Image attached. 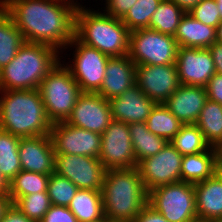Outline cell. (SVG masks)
<instances>
[{"label":"cell","mask_w":222,"mask_h":222,"mask_svg":"<svg viewBox=\"0 0 222 222\" xmlns=\"http://www.w3.org/2000/svg\"><path fill=\"white\" fill-rule=\"evenodd\" d=\"M4 8L25 42L46 44L62 52L74 38L76 7L67 2L10 0Z\"/></svg>","instance_id":"6da1fadb"},{"label":"cell","mask_w":222,"mask_h":222,"mask_svg":"<svg viewBox=\"0 0 222 222\" xmlns=\"http://www.w3.org/2000/svg\"><path fill=\"white\" fill-rule=\"evenodd\" d=\"M101 193L104 218L109 222H133L148 204V193L136 167L107 169Z\"/></svg>","instance_id":"7a4b0ae2"},{"label":"cell","mask_w":222,"mask_h":222,"mask_svg":"<svg viewBox=\"0 0 222 222\" xmlns=\"http://www.w3.org/2000/svg\"><path fill=\"white\" fill-rule=\"evenodd\" d=\"M0 129L20 138L47 135L52 127L38 89L0 91Z\"/></svg>","instance_id":"3957f363"},{"label":"cell","mask_w":222,"mask_h":222,"mask_svg":"<svg viewBox=\"0 0 222 222\" xmlns=\"http://www.w3.org/2000/svg\"><path fill=\"white\" fill-rule=\"evenodd\" d=\"M60 60L56 48L25 42L14 59L0 70V91L38 89Z\"/></svg>","instance_id":"277c9868"},{"label":"cell","mask_w":222,"mask_h":222,"mask_svg":"<svg viewBox=\"0 0 222 222\" xmlns=\"http://www.w3.org/2000/svg\"><path fill=\"white\" fill-rule=\"evenodd\" d=\"M130 31L121 19L105 12L76 8L74 37L110 57L128 55Z\"/></svg>","instance_id":"5b68a950"},{"label":"cell","mask_w":222,"mask_h":222,"mask_svg":"<svg viewBox=\"0 0 222 222\" xmlns=\"http://www.w3.org/2000/svg\"><path fill=\"white\" fill-rule=\"evenodd\" d=\"M38 90L51 123L66 121L82 93L70 71L61 62L42 80Z\"/></svg>","instance_id":"8992f818"},{"label":"cell","mask_w":222,"mask_h":222,"mask_svg":"<svg viewBox=\"0 0 222 222\" xmlns=\"http://www.w3.org/2000/svg\"><path fill=\"white\" fill-rule=\"evenodd\" d=\"M177 51L174 36L149 28L130 32L128 56L136 65L176 64Z\"/></svg>","instance_id":"52a82bcc"},{"label":"cell","mask_w":222,"mask_h":222,"mask_svg":"<svg viewBox=\"0 0 222 222\" xmlns=\"http://www.w3.org/2000/svg\"><path fill=\"white\" fill-rule=\"evenodd\" d=\"M148 204L169 222H191L197 219L194 184L179 181L153 189Z\"/></svg>","instance_id":"ba28073f"},{"label":"cell","mask_w":222,"mask_h":222,"mask_svg":"<svg viewBox=\"0 0 222 222\" xmlns=\"http://www.w3.org/2000/svg\"><path fill=\"white\" fill-rule=\"evenodd\" d=\"M75 46L72 64L65 67L70 71L81 92L97 93L105 77L110 56L79 42L75 37L67 45Z\"/></svg>","instance_id":"9c48e42d"},{"label":"cell","mask_w":222,"mask_h":222,"mask_svg":"<svg viewBox=\"0 0 222 222\" xmlns=\"http://www.w3.org/2000/svg\"><path fill=\"white\" fill-rule=\"evenodd\" d=\"M182 158L183 156L168 141L160 152L141 160L136 168L146 192L181 181Z\"/></svg>","instance_id":"30bf717a"},{"label":"cell","mask_w":222,"mask_h":222,"mask_svg":"<svg viewBox=\"0 0 222 222\" xmlns=\"http://www.w3.org/2000/svg\"><path fill=\"white\" fill-rule=\"evenodd\" d=\"M98 159L106 170L137 167L128 124L117 120L111 121L101 135Z\"/></svg>","instance_id":"8fae6325"},{"label":"cell","mask_w":222,"mask_h":222,"mask_svg":"<svg viewBox=\"0 0 222 222\" xmlns=\"http://www.w3.org/2000/svg\"><path fill=\"white\" fill-rule=\"evenodd\" d=\"M105 171L98 158L55 154L54 172L69 179L78 189L101 191Z\"/></svg>","instance_id":"7c38bea8"},{"label":"cell","mask_w":222,"mask_h":222,"mask_svg":"<svg viewBox=\"0 0 222 222\" xmlns=\"http://www.w3.org/2000/svg\"><path fill=\"white\" fill-rule=\"evenodd\" d=\"M49 135L55 154L100 156V134L61 121L52 123Z\"/></svg>","instance_id":"4fadbf2b"},{"label":"cell","mask_w":222,"mask_h":222,"mask_svg":"<svg viewBox=\"0 0 222 222\" xmlns=\"http://www.w3.org/2000/svg\"><path fill=\"white\" fill-rule=\"evenodd\" d=\"M136 85L148 98L163 104L181 85L177 66L136 65Z\"/></svg>","instance_id":"5bb4252c"},{"label":"cell","mask_w":222,"mask_h":222,"mask_svg":"<svg viewBox=\"0 0 222 222\" xmlns=\"http://www.w3.org/2000/svg\"><path fill=\"white\" fill-rule=\"evenodd\" d=\"M112 120L109 100L98 93L82 92L65 122L102 135Z\"/></svg>","instance_id":"9a60e30c"},{"label":"cell","mask_w":222,"mask_h":222,"mask_svg":"<svg viewBox=\"0 0 222 222\" xmlns=\"http://www.w3.org/2000/svg\"><path fill=\"white\" fill-rule=\"evenodd\" d=\"M176 66L181 85L205 87L216 73L208 48L178 47Z\"/></svg>","instance_id":"2e32d148"},{"label":"cell","mask_w":222,"mask_h":222,"mask_svg":"<svg viewBox=\"0 0 222 222\" xmlns=\"http://www.w3.org/2000/svg\"><path fill=\"white\" fill-rule=\"evenodd\" d=\"M18 154L22 170L45 175L54 173L55 152L49 134L21 138Z\"/></svg>","instance_id":"e0dca14e"},{"label":"cell","mask_w":222,"mask_h":222,"mask_svg":"<svg viewBox=\"0 0 222 222\" xmlns=\"http://www.w3.org/2000/svg\"><path fill=\"white\" fill-rule=\"evenodd\" d=\"M112 119L129 123L145 122L157 104L135 84L118 97L109 100Z\"/></svg>","instance_id":"ac0fdd59"},{"label":"cell","mask_w":222,"mask_h":222,"mask_svg":"<svg viewBox=\"0 0 222 222\" xmlns=\"http://www.w3.org/2000/svg\"><path fill=\"white\" fill-rule=\"evenodd\" d=\"M207 100L208 96L205 87L180 85L164 102V105L183 125H187L197 122Z\"/></svg>","instance_id":"d6986e66"},{"label":"cell","mask_w":222,"mask_h":222,"mask_svg":"<svg viewBox=\"0 0 222 222\" xmlns=\"http://www.w3.org/2000/svg\"><path fill=\"white\" fill-rule=\"evenodd\" d=\"M100 90L97 92L106 100L118 97L136 84V64L128 55L110 57L107 61Z\"/></svg>","instance_id":"ffe728a7"},{"label":"cell","mask_w":222,"mask_h":222,"mask_svg":"<svg viewBox=\"0 0 222 222\" xmlns=\"http://www.w3.org/2000/svg\"><path fill=\"white\" fill-rule=\"evenodd\" d=\"M197 219L219 222L222 219V171L194 184Z\"/></svg>","instance_id":"44dd1931"},{"label":"cell","mask_w":222,"mask_h":222,"mask_svg":"<svg viewBox=\"0 0 222 222\" xmlns=\"http://www.w3.org/2000/svg\"><path fill=\"white\" fill-rule=\"evenodd\" d=\"M219 170L218 148L185 155L181 163V181L196 184L212 177Z\"/></svg>","instance_id":"7402d4cb"},{"label":"cell","mask_w":222,"mask_h":222,"mask_svg":"<svg viewBox=\"0 0 222 222\" xmlns=\"http://www.w3.org/2000/svg\"><path fill=\"white\" fill-rule=\"evenodd\" d=\"M174 38L178 47L209 48L216 42V28L203 24L187 12L182 17Z\"/></svg>","instance_id":"603a6c76"},{"label":"cell","mask_w":222,"mask_h":222,"mask_svg":"<svg viewBox=\"0 0 222 222\" xmlns=\"http://www.w3.org/2000/svg\"><path fill=\"white\" fill-rule=\"evenodd\" d=\"M68 208L78 222H100L105 219L101 191L78 189Z\"/></svg>","instance_id":"cb8c5ba5"},{"label":"cell","mask_w":222,"mask_h":222,"mask_svg":"<svg viewBox=\"0 0 222 222\" xmlns=\"http://www.w3.org/2000/svg\"><path fill=\"white\" fill-rule=\"evenodd\" d=\"M24 43L23 34L14 24L9 12L0 6V70L14 59Z\"/></svg>","instance_id":"d4e9b609"},{"label":"cell","mask_w":222,"mask_h":222,"mask_svg":"<svg viewBox=\"0 0 222 222\" xmlns=\"http://www.w3.org/2000/svg\"><path fill=\"white\" fill-rule=\"evenodd\" d=\"M128 128L137 164L160 152L168 142L165 138L151 133L145 122L129 123Z\"/></svg>","instance_id":"484cf974"},{"label":"cell","mask_w":222,"mask_h":222,"mask_svg":"<svg viewBox=\"0 0 222 222\" xmlns=\"http://www.w3.org/2000/svg\"><path fill=\"white\" fill-rule=\"evenodd\" d=\"M195 125L203 133L206 142L214 148L222 145V105L207 100Z\"/></svg>","instance_id":"4316f807"},{"label":"cell","mask_w":222,"mask_h":222,"mask_svg":"<svg viewBox=\"0 0 222 222\" xmlns=\"http://www.w3.org/2000/svg\"><path fill=\"white\" fill-rule=\"evenodd\" d=\"M20 140L0 129V172L8 183L22 170L18 154Z\"/></svg>","instance_id":"83f0119b"},{"label":"cell","mask_w":222,"mask_h":222,"mask_svg":"<svg viewBox=\"0 0 222 222\" xmlns=\"http://www.w3.org/2000/svg\"><path fill=\"white\" fill-rule=\"evenodd\" d=\"M185 13L175 2L162 0L153 13L148 28L174 36Z\"/></svg>","instance_id":"f1b7e54d"},{"label":"cell","mask_w":222,"mask_h":222,"mask_svg":"<svg viewBox=\"0 0 222 222\" xmlns=\"http://www.w3.org/2000/svg\"><path fill=\"white\" fill-rule=\"evenodd\" d=\"M147 129L154 135L170 141L183 123L163 104H156L145 121Z\"/></svg>","instance_id":"f546056e"},{"label":"cell","mask_w":222,"mask_h":222,"mask_svg":"<svg viewBox=\"0 0 222 222\" xmlns=\"http://www.w3.org/2000/svg\"><path fill=\"white\" fill-rule=\"evenodd\" d=\"M49 176L21 170L10 182L8 195L13 203L18 197L47 192Z\"/></svg>","instance_id":"4dcf8cb0"},{"label":"cell","mask_w":222,"mask_h":222,"mask_svg":"<svg viewBox=\"0 0 222 222\" xmlns=\"http://www.w3.org/2000/svg\"><path fill=\"white\" fill-rule=\"evenodd\" d=\"M169 142L182 156L198 154L211 147L195 124L183 125Z\"/></svg>","instance_id":"1f68e13d"},{"label":"cell","mask_w":222,"mask_h":222,"mask_svg":"<svg viewBox=\"0 0 222 222\" xmlns=\"http://www.w3.org/2000/svg\"><path fill=\"white\" fill-rule=\"evenodd\" d=\"M161 1L162 0H137L121 19L122 22L130 32L148 28L151 17Z\"/></svg>","instance_id":"d6a6232c"},{"label":"cell","mask_w":222,"mask_h":222,"mask_svg":"<svg viewBox=\"0 0 222 222\" xmlns=\"http://www.w3.org/2000/svg\"><path fill=\"white\" fill-rule=\"evenodd\" d=\"M13 204L30 220L40 222L52 206L47 192H40L18 197Z\"/></svg>","instance_id":"836d02e7"},{"label":"cell","mask_w":222,"mask_h":222,"mask_svg":"<svg viewBox=\"0 0 222 222\" xmlns=\"http://www.w3.org/2000/svg\"><path fill=\"white\" fill-rule=\"evenodd\" d=\"M77 191L78 187L69 179L55 172L49 176L47 193L52 205L68 207Z\"/></svg>","instance_id":"e575fe53"},{"label":"cell","mask_w":222,"mask_h":222,"mask_svg":"<svg viewBox=\"0 0 222 222\" xmlns=\"http://www.w3.org/2000/svg\"><path fill=\"white\" fill-rule=\"evenodd\" d=\"M188 13L196 20L214 28H217L222 21L215 0H201Z\"/></svg>","instance_id":"d590c367"},{"label":"cell","mask_w":222,"mask_h":222,"mask_svg":"<svg viewBox=\"0 0 222 222\" xmlns=\"http://www.w3.org/2000/svg\"><path fill=\"white\" fill-rule=\"evenodd\" d=\"M40 222H78L68 207L52 205Z\"/></svg>","instance_id":"8d00e7d4"},{"label":"cell","mask_w":222,"mask_h":222,"mask_svg":"<svg viewBox=\"0 0 222 222\" xmlns=\"http://www.w3.org/2000/svg\"><path fill=\"white\" fill-rule=\"evenodd\" d=\"M103 11L115 18L122 19L137 0H105Z\"/></svg>","instance_id":"74e56055"},{"label":"cell","mask_w":222,"mask_h":222,"mask_svg":"<svg viewBox=\"0 0 222 222\" xmlns=\"http://www.w3.org/2000/svg\"><path fill=\"white\" fill-rule=\"evenodd\" d=\"M208 99L222 105V74L215 73L205 86Z\"/></svg>","instance_id":"f35d334b"},{"label":"cell","mask_w":222,"mask_h":222,"mask_svg":"<svg viewBox=\"0 0 222 222\" xmlns=\"http://www.w3.org/2000/svg\"><path fill=\"white\" fill-rule=\"evenodd\" d=\"M133 222H169L164 216L157 212L151 205L147 204L136 216Z\"/></svg>","instance_id":"ab89813d"},{"label":"cell","mask_w":222,"mask_h":222,"mask_svg":"<svg viewBox=\"0 0 222 222\" xmlns=\"http://www.w3.org/2000/svg\"><path fill=\"white\" fill-rule=\"evenodd\" d=\"M0 222H34L25 216L16 206L11 203L6 209L4 217Z\"/></svg>","instance_id":"60d3db41"},{"label":"cell","mask_w":222,"mask_h":222,"mask_svg":"<svg viewBox=\"0 0 222 222\" xmlns=\"http://www.w3.org/2000/svg\"><path fill=\"white\" fill-rule=\"evenodd\" d=\"M208 49L211 52L216 73L222 74V44L215 42Z\"/></svg>","instance_id":"b9f144b4"},{"label":"cell","mask_w":222,"mask_h":222,"mask_svg":"<svg viewBox=\"0 0 222 222\" xmlns=\"http://www.w3.org/2000/svg\"><path fill=\"white\" fill-rule=\"evenodd\" d=\"M175 2L186 13L195 7L201 0H170Z\"/></svg>","instance_id":"7bdbcfd3"},{"label":"cell","mask_w":222,"mask_h":222,"mask_svg":"<svg viewBox=\"0 0 222 222\" xmlns=\"http://www.w3.org/2000/svg\"><path fill=\"white\" fill-rule=\"evenodd\" d=\"M11 203L12 202L8 193L0 194V220L4 217L6 209L10 206Z\"/></svg>","instance_id":"ee69618b"},{"label":"cell","mask_w":222,"mask_h":222,"mask_svg":"<svg viewBox=\"0 0 222 222\" xmlns=\"http://www.w3.org/2000/svg\"><path fill=\"white\" fill-rule=\"evenodd\" d=\"M9 191V183L6 179L2 176L0 172V194L8 193Z\"/></svg>","instance_id":"f6af8a7d"},{"label":"cell","mask_w":222,"mask_h":222,"mask_svg":"<svg viewBox=\"0 0 222 222\" xmlns=\"http://www.w3.org/2000/svg\"><path fill=\"white\" fill-rule=\"evenodd\" d=\"M216 42L222 44V21L216 28Z\"/></svg>","instance_id":"bcb514c9"},{"label":"cell","mask_w":222,"mask_h":222,"mask_svg":"<svg viewBox=\"0 0 222 222\" xmlns=\"http://www.w3.org/2000/svg\"><path fill=\"white\" fill-rule=\"evenodd\" d=\"M219 170L222 171V145L218 148Z\"/></svg>","instance_id":"7dc6e473"},{"label":"cell","mask_w":222,"mask_h":222,"mask_svg":"<svg viewBox=\"0 0 222 222\" xmlns=\"http://www.w3.org/2000/svg\"><path fill=\"white\" fill-rule=\"evenodd\" d=\"M60 1L67 2V3H69V4L73 5V6H75L76 8H78V7H82V6L80 5V3L77 5V1H76V3H75L74 0H60Z\"/></svg>","instance_id":"c3c4849f"},{"label":"cell","mask_w":222,"mask_h":222,"mask_svg":"<svg viewBox=\"0 0 222 222\" xmlns=\"http://www.w3.org/2000/svg\"><path fill=\"white\" fill-rule=\"evenodd\" d=\"M215 1L217 3V7H218V10L220 12L221 20H222V0H215Z\"/></svg>","instance_id":"681fc988"},{"label":"cell","mask_w":222,"mask_h":222,"mask_svg":"<svg viewBox=\"0 0 222 222\" xmlns=\"http://www.w3.org/2000/svg\"><path fill=\"white\" fill-rule=\"evenodd\" d=\"M10 0H0V6H5Z\"/></svg>","instance_id":"f907efd6"},{"label":"cell","mask_w":222,"mask_h":222,"mask_svg":"<svg viewBox=\"0 0 222 222\" xmlns=\"http://www.w3.org/2000/svg\"><path fill=\"white\" fill-rule=\"evenodd\" d=\"M191 222H212V221H206V220H203V219H195Z\"/></svg>","instance_id":"816d5d0a"},{"label":"cell","mask_w":222,"mask_h":222,"mask_svg":"<svg viewBox=\"0 0 222 222\" xmlns=\"http://www.w3.org/2000/svg\"><path fill=\"white\" fill-rule=\"evenodd\" d=\"M100 222H109L108 220H106V219H104V220H102V221H100Z\"/></svg>","instance_id":"f5cc1de1"}]
</instances>
